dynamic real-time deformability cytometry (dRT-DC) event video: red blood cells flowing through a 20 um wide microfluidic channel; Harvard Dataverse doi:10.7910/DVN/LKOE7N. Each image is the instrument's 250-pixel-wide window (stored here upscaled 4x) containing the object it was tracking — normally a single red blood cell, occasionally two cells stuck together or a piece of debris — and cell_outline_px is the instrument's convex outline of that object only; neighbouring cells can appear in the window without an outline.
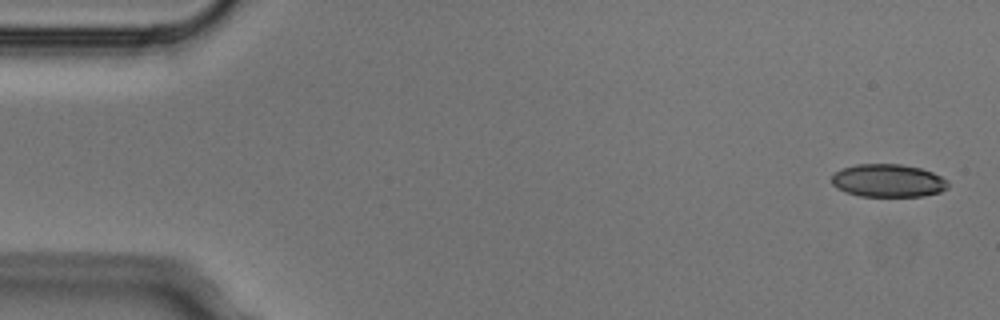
{"species": "Egyptian fruit bat (a non-hibernating species)", "species_latin": "Rousettus aegyptiacus", "temperature_condition": "cold", "stored_images_in_passage": 7, "camera_frame_rate_fps": 3000, "um_per_image_px": 0.085, "animal": {"sex": "male"}, "frame": {"image": 1, "passage_image": 1, "time_ms": 0.0, "image_size_px": [1000, 320], "cell_outline_px": [[948, 188], [940, 192], [924, 196], [860, 196], [844, 192], [836, 188], [832, 184], [832, 176], [836, 172], [844, 168], [856, 164], [900, 164], [920, 168], [932, 172], [948, 180]], "centroid_in_image_um": [75.49, 15.36], "position_along_channel_um": 9.5, "area_um2": 22.37}}
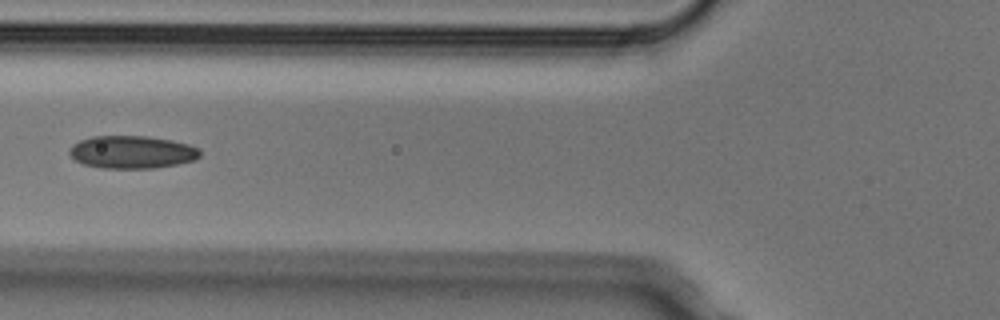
{"frame": {"image": 2, "passage_image": 6, "time_ms": 1.667, "image_size_px": [1000, 320], "cell_outline_px": [[200, 156], [196, 160], [156, 168], [100, 168], [84, 164], [76, 160], [68, 152], [72, 144], [80, 140], [92, 136], [148, 136], [172, 140], [188, 144], [200, 148]], "centroid_in_image_um": [11.23, 12.92], "position_along_channel_um": 114.6, "area_um2": 25.03}}
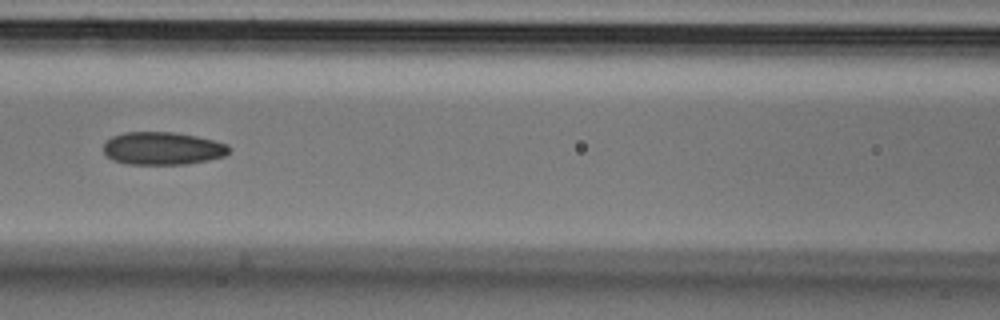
{"frame": {"image": 3, "passage_image": 7, "time_ms": 2.0, "image_size_px": [1000, 320], "cell_outline_px": [[232, 148], [224, 156], [208, 160], [188, 164], [128, 164], [112, 160], [104, 152], [104, 140], [112, 136], [124, 132], [172, 132], [196, 136], [228, 144]], "centroid_in_image_um": [13.81, 12.61], "position_along_channel_um": 152.8, "area_um2": 24.1}}